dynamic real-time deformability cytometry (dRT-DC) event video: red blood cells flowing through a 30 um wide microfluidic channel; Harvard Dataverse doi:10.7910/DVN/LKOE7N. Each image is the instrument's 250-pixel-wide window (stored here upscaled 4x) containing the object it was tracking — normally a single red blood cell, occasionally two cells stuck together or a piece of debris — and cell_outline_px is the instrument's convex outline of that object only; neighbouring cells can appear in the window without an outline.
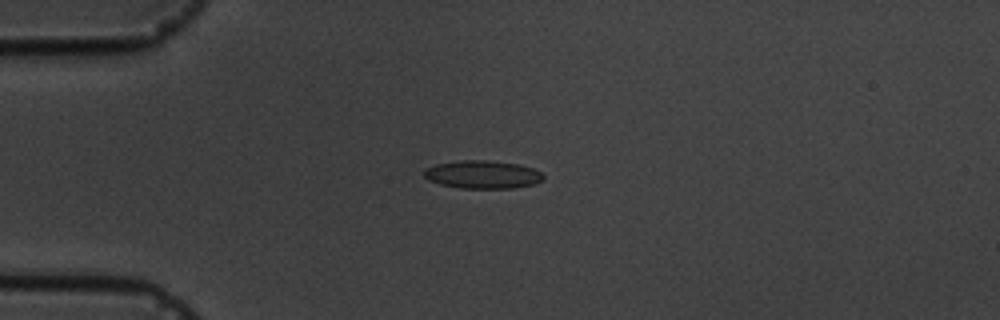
{"species": "common noctule bat (a hibernating species)", "species_latin": "Nyctalus noctula", "temperature_condition": "cold", "stored_images_in_passage": 8, "camera_frame_rate_fps": 3000, "um_per_image_px": 0.085, "animal": {"sex": "male", "body_mass_g": 19.5, "forearm_length_mm": 54.6}, "frame": {"image": 1, "passage_image": 4, "time_ms": 4.333, "image_size_px": [1000, 320], "cell_outline_px": [[544, 180], [532, 184], [512, 188], [460, 188], [440, 184], [428, 180], [424, 176], [424, 168], [436, 164], [460, 160], [488, 160], [520, 164], [532, 168], [540, 172], [544, 176]], "centroid_in_image_um": [41.0, 14.83], "position_along_channel_um": 44.0, "area_um2": 19.54}}
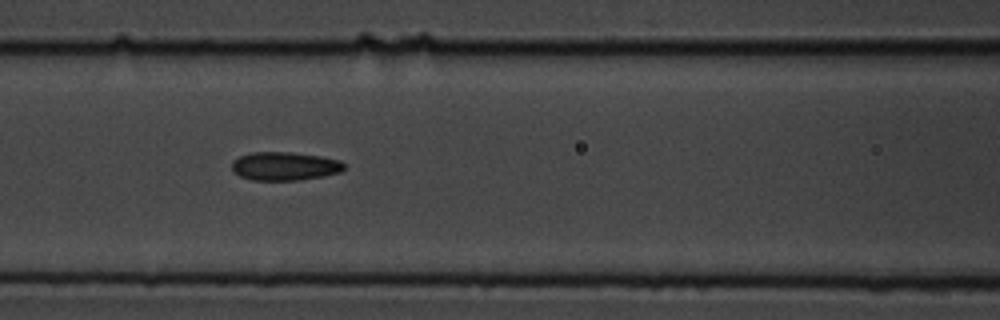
{"frame": {"image": 2, "passage_image": 7, "time_ms": 7.667, "image_size_px": [1000, 320], "cell_outline_px": [[344, 168], [340, 172], [324, 176], [300, 180], [252, 180], [240, 176], [232, 168], [232, 160], [240, 156], [252, 152], [292, 152], [320, 156], [340, 160], [344, 164]], "centroid_in_image_um": [24.2, 14.12], "position_along_channel_um": 142.4, "area_um2": 18.61}}
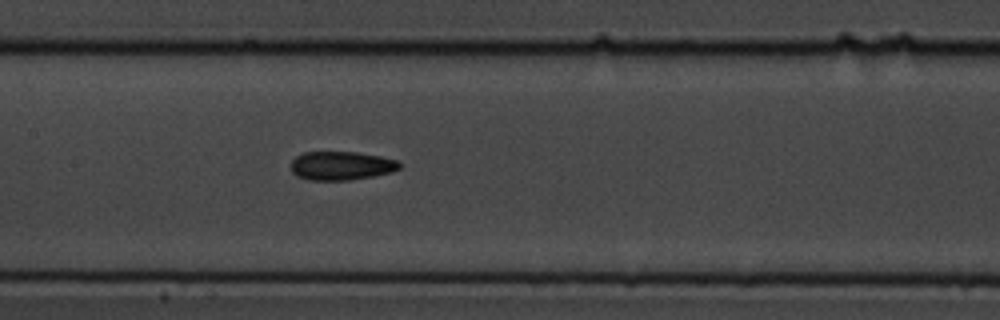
{"frame": {"image": 3, "passage_image": 8, "time_ms": 8.667, "image_size_px": [1000, 320], "cell_outline_px": [[400, 168], [392, 172], [372, 176], [348, 180], [308, 180], [296, 176], [292, 172], [292, 160], [296, 156], [304, 152], [356, 152], [380, 156], [396, 160], [400, 164]], "centroid_in_image_um": [28.99, 14.09], "position_along_channel_um": 178.4, "area_um2": 18.09}}